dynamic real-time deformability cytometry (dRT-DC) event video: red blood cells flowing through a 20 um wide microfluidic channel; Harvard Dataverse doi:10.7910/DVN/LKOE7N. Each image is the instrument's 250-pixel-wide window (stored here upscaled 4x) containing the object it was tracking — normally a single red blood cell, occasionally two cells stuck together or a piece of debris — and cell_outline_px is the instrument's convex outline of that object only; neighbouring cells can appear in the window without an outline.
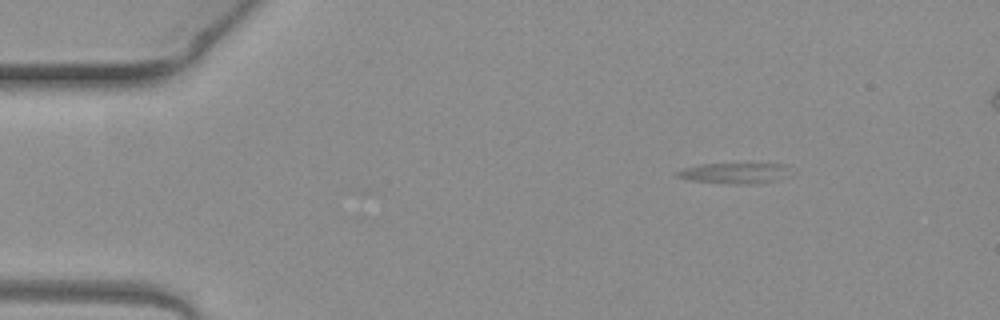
{"species": "common noctule bat (a hibernating species)", "species_latin": "Nyctalus noctula", "temperature_condition": "warm", "stored_images_in_passage": 4, "camera_frame_rate_fps": 3000, "um_per_image_px": 0.085, "animal": {"sex": "female", "body_mass_g": 19.3, "forearm_length_mm": 54.1}, "frame": {"image": 1, "passage_image": 4, "time_ms": 1.0, "image_size_px": [1000, 320], "cell_outline_px": [[788, 164], [772, 180], [756, 184], [732, 184], [688, 180], [676, 176], [676, 172], [684, 168], [700, 164]], "centroid_in_image_um": [62.19, 14.72], "position_along_channel_um": 22.8, "area_um2": 12.83}}